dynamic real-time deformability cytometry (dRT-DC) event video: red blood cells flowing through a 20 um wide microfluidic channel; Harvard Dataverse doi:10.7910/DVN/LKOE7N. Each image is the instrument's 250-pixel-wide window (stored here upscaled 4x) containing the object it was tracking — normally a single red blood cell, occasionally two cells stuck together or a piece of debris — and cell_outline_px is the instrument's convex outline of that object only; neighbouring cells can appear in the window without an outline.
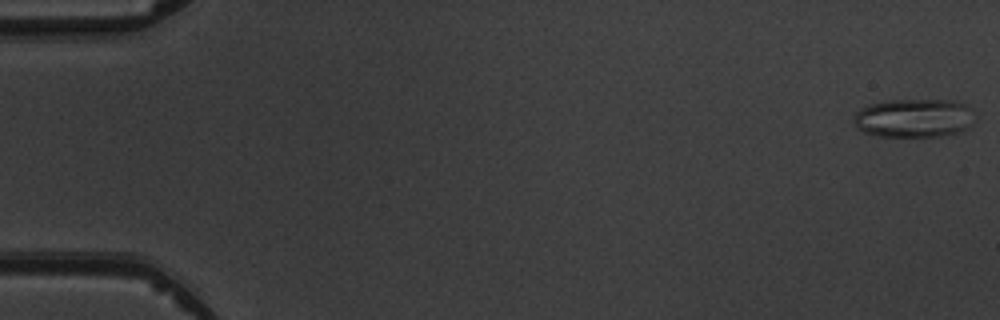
{"species": "common noctule bat (a hibernating species)", "species_latin": "Nyctalus noctula", "temperature_condition": "warm", "stored_images_in_passage": 5, "camera_frame_rate_fps": 3000, "um_per_image_px": 0.085, "animal": {"sex": "male", "body_mass_g": 19.5, "forearm_length_mm": 54.6}, "frame": {"image": 1, "passage_image": 1, "time_ms": 0.0, "image_size_px": [1000, 320], "cell_outline_px": [[976, 120], [968, 128], [944, 136], [876, 136], [864, 132], [856, 128], [852, 120], [856, 112], [872, 104], [892, 100], [956, 100], [972, 108]], "centroid_in_image_um": [77.73, 10.04], "position_along_channel_um": 7.3, "area_um2": 27.46}}
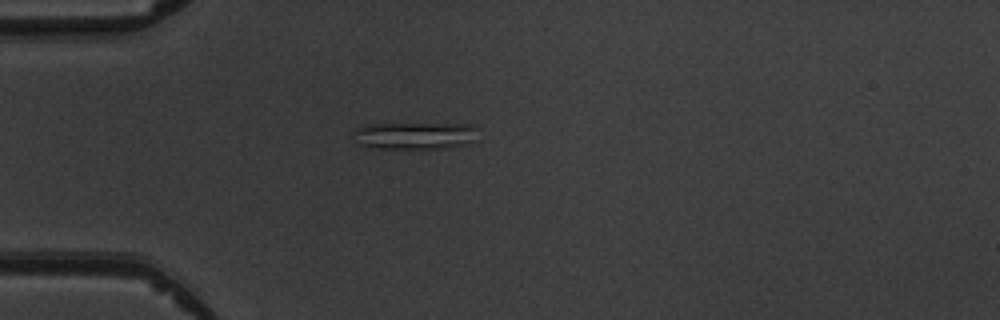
{"frame": {"image": 2, "passage_image": 5, "time_ms": 4.667, "image_size_px": [1000, 320], "cell_outline_px": [[480, 140], [468, 144], [448, 148], [376, 148], [356, 144], [352, 132], [352, 128], [368, 124], [472, 124], [480, 128]], "centroid_in_image_um": [35.34, 11.52], "position_along_channel_um": 49.7, "area_um2": 20.46}}